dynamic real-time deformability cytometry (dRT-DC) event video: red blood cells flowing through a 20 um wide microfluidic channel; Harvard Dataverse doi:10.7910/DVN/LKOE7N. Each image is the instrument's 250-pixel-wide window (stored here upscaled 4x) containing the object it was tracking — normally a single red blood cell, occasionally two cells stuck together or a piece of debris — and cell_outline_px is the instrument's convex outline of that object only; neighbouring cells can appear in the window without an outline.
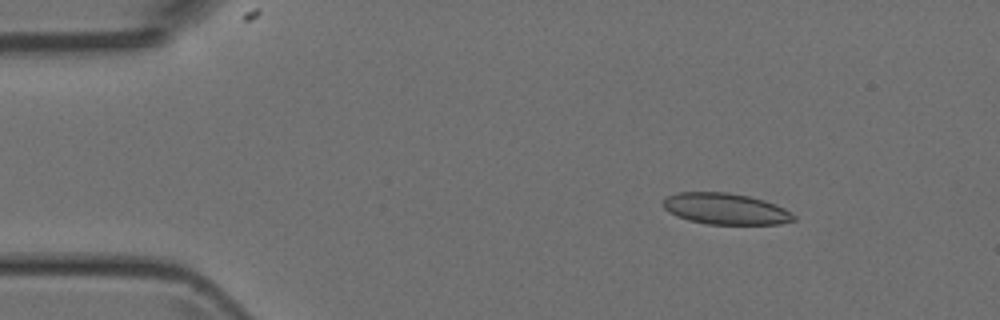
{"species": "Egyptian fruit bat (a non-hibernating species)", "species_latin": "Rousettus aegyptiacus", "temperature_condition": "room temperature", "stored_images_in_passage": 50, "camera_frame_rate_fps": 3000, "um_per_image_px": 0.085, "animal": {"sex": "female"}, "frame": {"image": 1, "passage_image": 7, "time_ms": 2.0, "image_size_px": [1000, 320], "cell_outline_px": [[796, 220], [780, 224], [708, 224], [688, 220], [676, 216], [668, 212], [660, 204], [668, 196], [676, 192], [728, 192], [748, 196], [764, 200], [776, 204], [792, 212], [796, 216]], "centroid_in_image_um": [61.67, 17.75], "position_along_channel_um": 23.3, "area_um2": 23.99}}
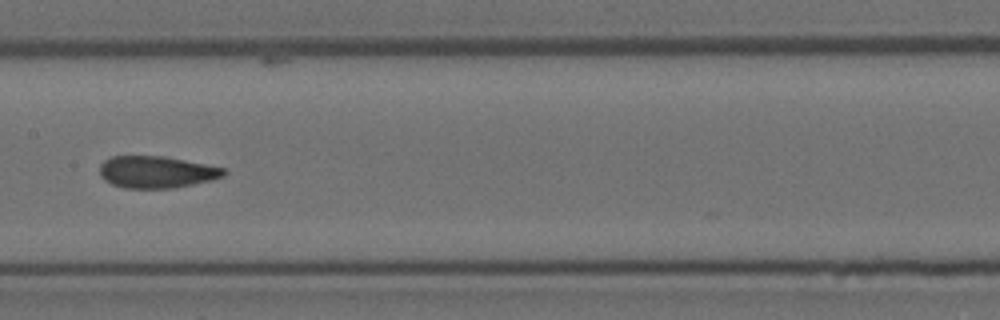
{"frame": {"image": 2, "passage_image": 25, "time_ms": 8.0, "image_size_px": [1000, 320], "cell_outline_px": [[228, 172], [224, 176], [212, 180], [172, 188], [124, 188], [112, 184], [104, 180], [100, 176], [100, 164], [104, 160], [112, 156], [160, 156], [184, 160], [228, 168]], "centroid_in_image_um": [13.32, 14.62], "position_along_channel_um": 194.1, "area_um2": 23.18}}
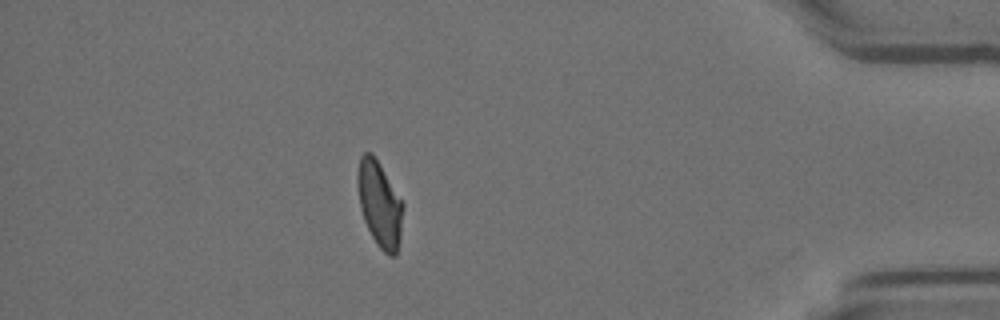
{"frame": {"image": 3, "passage_image": 44, "time_ms": 14.333, "image_size_px": [1000, 320], "cell_outline_px": [[404, 208], [400, 240], [396, 256], [388, 256], [376, 244], [364, 220], [360, 208], [356, 180], [356, 172], [360, 156], [364, 152], [372, 152], [380, 164], [404, 204]], "centroid_in_image_um": [32.26, 17.34], "position_along_channel_um": 402.9, "area_um2": 23.0}}